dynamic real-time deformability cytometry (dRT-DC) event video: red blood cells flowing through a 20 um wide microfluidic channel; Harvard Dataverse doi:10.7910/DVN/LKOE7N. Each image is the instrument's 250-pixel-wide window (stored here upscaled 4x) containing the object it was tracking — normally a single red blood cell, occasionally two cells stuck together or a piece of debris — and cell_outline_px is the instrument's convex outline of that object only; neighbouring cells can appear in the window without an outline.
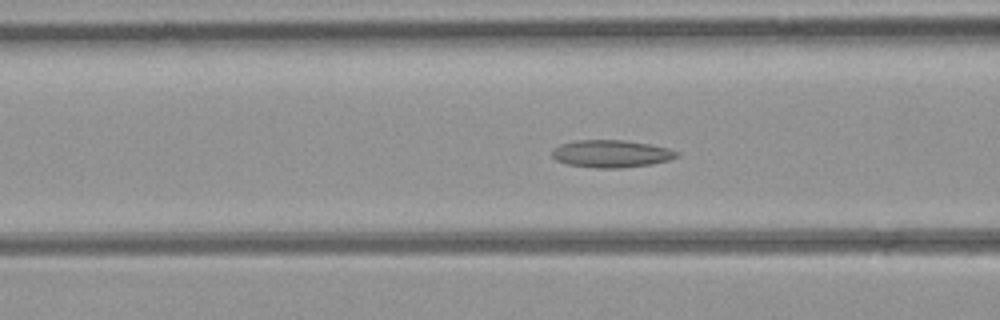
{"species": "common noctule bat (a hibernating species)", "species_latin": "Nyctalus noctula", "temperature_condition": "room temperature", "stored_images_in_passage": 53, "camera_frame_rate_fps": 3000, "um_per_image_px": 0.085, "animal": {"sex": "female", "body_mass_g": 21.9}, "frame": {"image": 1, "passage_image": 20, "time_ms": 6.333, "image_size_px": [1000, 320], "cell_outline_px": [[680, 156], [668, 160], [652, 164], [620, 168], [596, 168], [568, 164], [556, 160], [552, 156], [552, 152], [560, 144], [576, 140], [624, 140], [648, 144], [668, 148], [680, 152]], "centroid_in_image_um": [51.98, 13.07], "position_along_channel_um": 114.6, "area_um2": 19.88}}
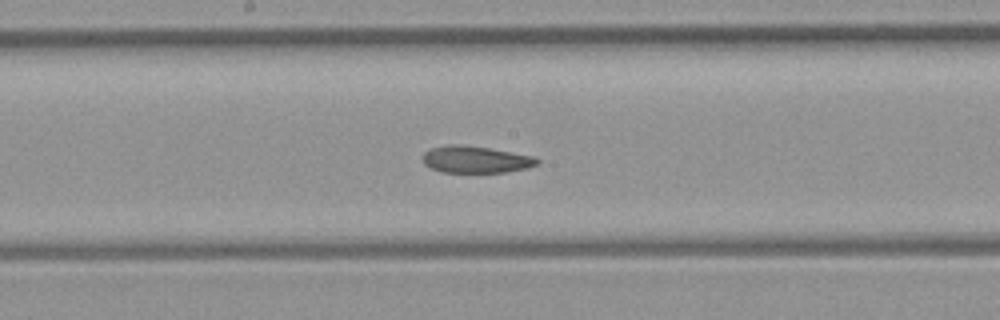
{"frame": {"image": 2, "passage_image": 27, "time_ms": 8.667, "image_size_px": [1000, 320], "cell_outline_px": [[540, 160], [536, 164], [528, 168], [504, 172], [440, 172], [424, 164], [424, 152], [432, 148], [448, 144], [460, 144], [488, 148], [536, 156]], "centroid_in_image_um": [40.45, 13.55], "position_along_channel_um": 207.7, "area_um2": 17.86}}
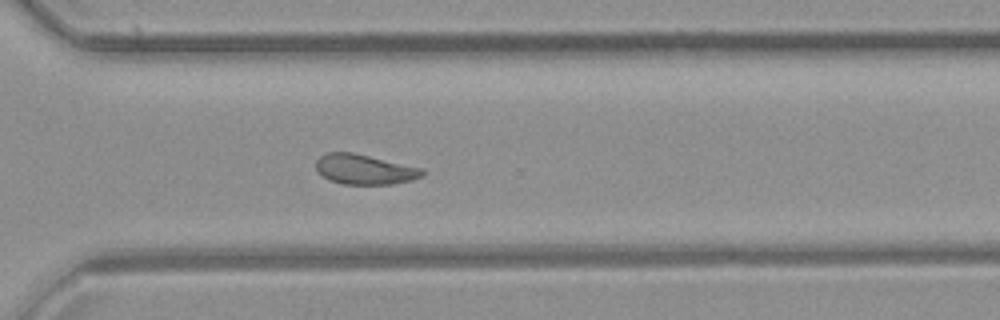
{"frame": {"image": 3, "passage_image": 37, "time_ms": 12.0, "image_size_px": [1000, 320], "cell_outline_px": [[424, 176], [412, 180], [392, 184], [344, 184], [328, 180], [316, 168], [316, 160], [320, 156], [328, 152], [352, 152], [424, 168]], "centroid_in_image_um": [31.02, 14.39], "position_along_channel_um": 339.6, "area_um2": 18.61}, "authors_computed_cell_mechanics": {"area_um2": 19.7098, "velocity_mm_per_s": 3.9746, "shape_relaxation_time_tau1_ms": null, "shape_relaxation_time_tau2_ms": 4.4743, "deformation_change_tau1": null, "deformation_change_tau2": 0.0992}}